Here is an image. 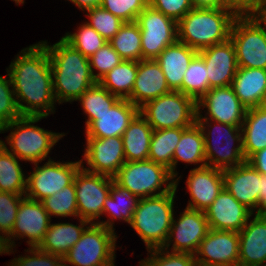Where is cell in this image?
I'll return each mask as SVG.
<instances>
[{
    "label": "cell",
    "instance_id": "1",
    "mask_svg": "<svg viewBox=\"0 0 266 266\" xmlns=\"http://www.w3.org/2000/svg\"><path fill=\"white\" fill-rule=\"evenodd\" d=\"M7 69L22 116L48 117L55 112L49 53L40 42L21 50Z\"/></svg>",
    "mask_w": 266,
    "mask_h": 266
},
{
    "label": "cell",
    "instance_id": "2",
    "mask_svg": "<svg viewBox=\"0 0 266 266\" xmlns=\"http://www.w3.org/2000/svg\"><path fill=\"white\" fill-rule=\"evenodd\" d=\"M48 51L53 92L56 102L76 101L88 88L97 83L93 77L89 59L63 38L53 45L40 42Z\"/></svg>",
    "mask_w": 266,
    "mask_h": 266
},
{
    "label": "cell",
    "instance_id": "3",
    "mask_svg": "<svg viewBox=\"0 0 266 266\" xmlns=\"http://www.w3.org/2000/svg\"><path fill=\"white\" fill-rule=\"evenodd\" d=\"M236 17L222 7L193 8L177 22L178 41L197 51L225 42Z\"/></svg>",
    "mask_w": 266,
    "mask_h": 266
},
{
    "label": "cell",
    "instance_id": "4",
    "mask_svg": "<svg viewBox=\"0 0 266 266\" xmlns=\"http://www.w3.org/2000/svg\"><path fill=\"white\" fill-rule=\"evenodd\" d=\"M181 176L175 179V188L163 195L140 198L130 226L140 236L148 250L163 248L169 236L174 217V198Z\"/></svg>",
    "mask_w": 266,
    "mask_h": 266
},
{
    "label": "cell",
    "instance_id": "5",
    "mask_svg": "<svg viewBox=\"0 0 266 266\" xmlns=\"http://www.w3.org/2000/svg\"><path fill=\"white\" fill-rule=\"evenodd\" d=\"M46 116H21L8 125L0 129V133L12 130L6 137V142L10 146V150L6 146L5 141L0 140V144L18 159L37 163L44 161L48 156L51 148L59 142L66 134L55 133L44 130L34 124L41 121Z\"/></svg>",
    "mask_w": 266,
    "mask_h": 266
},
{
    "label": "cell",
    "instance_id": "6",
    "mask_svg": "<svg viewBox=\"0 0 266 266\" xmlns=\"http://www.w3.org/2000/svg\"><path fill=\"white\" fill-rule=\"evenodd\" d=\"M213 122L214 125L212 126ZM196 123L204 136L207 166L225 170L246 162L241 126L219 123L209 119H196ZM220 137H223L222 141ZM234 143L237 145L235 146Z\"/></svg>",
    "mask_w": 266,
    "mask_h": 266
},
{
    "label": "cell",
    "instance_id": "7",
    "mask_svg": "<svg viewBox=\"0 0 266 266\" xmlns=\"http://www.w3.org/2000/svg\"><path fill=\"white\" fill-rule=\"evenodd\" d=\"M113 180L139 198L160 196L175 188V177L170 170L149 159L126 161Z\"/></svg>",
    "mask_w": 266,
    "mask_h": 266
},
{
    "label": "cell",
    "instance_id": "8",
    "mask_svg": "<svg viewBox=\"0 0 266 266\" xmlns=\"http://www.w3.org/2000/svg\"><path fill=\"white\" fill-rule=\"evenodd\" d=\"M139 113L153 130L187 128L196 122L197 102L180 91H171L146 102Z\"/></svg>",
    "mask_w": 266,
    "mask_h": 266
},
{
    "label": "cell",
    "instance_id": "9",
    "mask_svg": "<svg viewBox=\"0 0 266 266\" xmlns=\"http://www.w3.org/2000/svg\"><path fill=\"white\" fill-rule=\"evenodd\" d=\"M117 235L114 230L91 223L64 256V266H111L115 260Z\"/></svg>",
    "mask_w": 266,
    "mask_h": 266
},
{
    "label": "cell",
    "instance_id": "10",
    "mask_svg": "<svg viewBox=\"0 0 266 266\" xmlns=\"http://www.w3.org/2000/svg\"><path fill=\"white\" fill-rule=\"evenodd\" d=\"M230 39L238 67L266 69V25L256 16H237Z\"/></svg>",
    "mask_w": 266,
    "mask_h": 266
},
{
    "label": "cell",
    "instance_id": "11",
    "mask_svg": "<svg viewBox=\"0 0 266 266\" xmlns=\"http://www.w3.org/2000/svg\"><path fill=\"white\" fill-rule=\"evenodd\" d=\"M140 27L142 60L156 59L178 41L177 22L148 5L137 17Z\"/></svg>",
    "mask_w": 266,
    "mask_h": 266
},
{
    "label": "cell",
    "instance_id": "12",
    "mask_svg": "<svg viewBox=\"0 0 266 266\" xmlns=\"http://www.w3.org/2000/svg\"><path fill=\"white\" fill-rule=\"evenodd\" d=\"M35 163L34 171L27 176L25 196L41 201L54 195L65 186L70 185L76 173L82 167L81 160L76 162H59L49 160L42 166Z\"/></svg>",
    "mask_w": 266,
    "mask_h": 266
},
{
    "label": "cell",
    "instance_id": "13",
    "mask_svg": "<svg viewBox=\"0 0 266 266\" xmlns=\"http://www.w3.org/2000/svg\"><path fill=\"white\" fill-rule=\"evenodd\" d=\"M74 183L79 218L98 224L113 178L88 172L81 167L75 175Z\"/></svg>",
    "mask_w": 266,
    "mask_h": 266
},
{
    "label": "cell",
    "instance_id": "14",
    "mask_svg": "<svg viewBox=\"0 0 266 266\" xmlns=\"http://www.w3.org/2000/svg\"><path fill=\"white\" fill-rule=\"evenodd\" d=\"M208 231L209 225L205 212L186 207L179 219L176 220L173 217L169 236L163 249L166 251L171 249L174 253L195 255ZM171 244L172 248H170Z\"/></svg>",
    "mask_w": 266,
    "mask_h": 266
},
{
    "label": "cell",
    "instance_id": "15",
    "mask_svg": "<svg viewBox=\"0 0 266 266\" xmlns=\"http://www.w3.org/2000/svg\"><path fill=\"white\" fill-rule=\"evenodd\" d=\"M201 108H207L205 117L201 114ZM246 112L247 108L240 102L230 85L212 88L198 100L196 119H209L233 126H242Z\"/></svg>",
    "mask_w": 266,
    "mask_h": 266
},
{
    "label": "cell",
    "instance_id": "16",
    "mask_svg": "<svg viewBox=\"0 0 266 266\" xmlns=\"http://www.w3.org/2000/svg\"><path fill=\"white\" fill-rule=\"evenodd\" d=\"M86 138L83 159L89 167L85 168L81 159L82 168L91 173L113 178L126 162L122 137Z\"/></svg>",
    "mask_w": 266,
    "mask_h": 266
},
{
    "label": "cell",
    "instance_id": "17",
    "mask_svg": "<svg viewBox=\"0 0 266 266\" xmlns=\"http://www.w3.org/2000/svg\"><path fill=\"white\" fill-rule=\"evenodd\" d=\"M197 266H238L239 233L209 229L195 254Z\"/></svg>",
    "mask_w": 266,
    "mask_h": 266
},
{
    "label": "cell",
    "instance_id": "18",
    "mask_svg": "<svg viewBox=\"0 0 266 266\" xmlns=\"http://www.w3.org/2000/svg\"><path fill=\"white\" fill-rule=\"evenodd\" d=\"M51 223L48 212L41 201L24 196L20 202L16 220L9 235L13 248L16 246L15 238L20 240L28 237L29 247H38L43 241L46 231ZM13 239V240H12Z\"/></svg>",
    "mask_w": 266,
    "mask_h": 266
},
{
    "label": "cell",
    "instance_id": "19",
    "mask_svg": "<svg viewBox=\"0 0 266 266\" xmlns=\"http://www.w3.org/2000/svg\"><path fill=\"white\" fill-rule=\"evenodd\" d=\"M207 69L210 89L227 87L232 84L238 69L233 42L227 41L198 51Z\"/></svg>",
    "mask_w": 266,
    "mask_h": 266
},
{
    "label": "cell",
    "instance_id": "20",
    "mask_svg": "<svg viewBox=\"0 0 266 266\" xmlns=\"http://www.w3.org/2000/svg\"><path fill=\"white\" fill-rule=\"evenodd\" d=\"M209 229L239 232L254 214L225 188L204 211Z\"/></svg>",
    "mask_w": 266,
    "mask_h": 266
},
{
    "label": "cell",
    "instance_id": "21",
    "mask_svg": "<svg viewBox=\"0 0 266 266\" xmlns=\"http://www.w3.org/2000/svg\"><path fill=\"white\" fill-rule=\"evenodd\" d=\"M223 179L224 188L253 214L257 213L261 173L246 161L234 168L223 170Z\"/></svg>",
    "mask_w": 266,
    "mask_h": 266
},
{
    "label": "cell",
    "instance_id": "22",
    "mask_svg": "<svg viewBox=\"0 0 266 266\" xmlns=\"http://www.w3.org/2000/svg\"><path fill=\"white\" fill-rule=\"evenodd\" d=\"M186 185L191 197L187 208L205 211L224 188L223 170L210 166L191 169Z\"/></svg>",
    "mask_w": 266,
    "mask_h": 266
},
{
    "label": "cell",
    "instance_id": "23",
    "mask_svg": "<svg viewBox=\"0 0 266 266\" xmlns=\"http://www.w3.org/2000/svg\"><path fill=\"white\" fill-rule=\"evenodd\" d=\"M239 233L238 266L266 263V213H255Z\"/></svg>",
    "mask_w": 266,
    "mask_h": 266
},
{
    "label": "cell",
    "instance_id": "24",
    "mask_svg": "<svg viewBox=\"0 0 266 266\" xmlns=\"http://www.w3.org/2000/svg\"><path fill=\"white\" fill-rule=\"evenodd\" d=\"M166 78L155 59L138 61L135 84L128 100L140 108L146 102L170 93Z\"/></svg>",
    "mask_w": 266,
    "mask_h": 266
},
{
    "label": "cell",
    "instance_id": "25",
    "mask_svg": "<svg viewBox=\"0 0 266 266\" xmlns=\"http://www.w3.org/2000/svg\"><path fill=\"white\" fill-rule=\"evenodd\" d=\"M138 113L139 108L128 99H119L110 109L97 116V119L86 128L85 137H122Z\"/></svg>",
    "mask_w": 266,
    "mask_h": 266
},
{
    "label": "cell",
    "instance_id": "26",
    "mask_svg": "<svg viewBox=\"0 0 266 266\" xmlns=\"http://www.w3.org/2000/svg\"><path fill=\"white\" fill-rule=\"evenodd\" d=\"M198 51L177 41L164 49L155 59L161 67L171 91L182 92L184 74Z\"/></svg>",
    "mask_w": 266,
    "mask_h": 266
},
{
    "label": "cell",
    "instance_id": "27",
    "mask_svg": "<svg viewBox=\"0 0 266 266\" xmlns=\"http://www.w3.org/2000/svg\"><path fill=\"white\" fill-rule=\"evenodd\" d=\"M231 86L247 109L266 104V69L238 67Z\"/></svg>",
    "mask_w": 266,
    "mask_h": 266
},
{
    "label": "cell",
    "instance_id": "28",
    "mask_svg": "<svg viewBox=\"0 0 266 266\" xmlns=\"http://www.w3.org/2000/svg\"><path fill=\"white\" fill-rule=\"evenodd\" d=\"M79 221V226L69 222L50 223L38 248L44 252L64 257L81 238L84 230L89 226L88 224H91L82 218Z\"/></svg>",
    "mask_w": 266,
    "mask_h": 266
},
{
    "label": "cell",
    "instance_id": "29",
    "mask_svg": "<svg viewBox=\"0 0 266 266\" xmlns=\"http://www.w3.org/2000/svg\"><path fill=\"white\" fill-rule=\"evenodd\" d=\"M121 200H123V202H121ZM139 200L140 198L138 196L131 193L128 189L118 185L113 180L109 195L105 199L103 205V215H107L109 219L101 222L99 220L98 224L112 230H115L114 221L116 219L123 220L129 224L132 221Z\"/></svg>",
    "mask_w": 266,
    "mask_h": 266
},
{
    "label": "cell",
    "instance_id": "30",
    "mask_svg": "<svg viewBox=\"0 0 266 266\" xmlns=\"http://www.w3.org/2000/svg\"><path fill=\"white\" fill-rule=\"evenodd\" d=\"M179 161L198 165V168L207 166L203 133L195 122L182 131L179 143L173 154L172 175L177 177L176 165Z\"/></svg>",
    "mask_w": 266,
    "mask_h": 266
},
{
    "label": "cell",
    "instance_id": "31",
    "mask_svg": "<svg viewBox=\"0 0 266 266\" xmlns=\"http://www.w3.org/2000/svg\"><path fill=\"white\" fill-rule=\"evenodd\" d=\"M152 133L151 125L138 113L122 135L126 161L148 159Z\"/></svg>",
    "mask_w": 266,
    "mask_h": 266
},
{
    "label": "cell",
    "instance_id": "32",
    "mask_svg": "<svg viewBox=\"0 0 266 266\" xmlns=\"http://www.w3.org/2000/svg\"><path fill=\"white\" fill-rule=\"evenodd\" d=\"M241 130L247 161L254 153L266 148V104L247 109Z\"/></svg>",
    "mask_w": 266,
    "mask_h": 266
},
{
    "label": "cell",
    "instance_id": "33",
    "mask_svg": "<svg viewBox=\"0 0 266 266\" xmlns=\"http://www.w3.org/2000/svg\"><path fill=\"white\" fill-rule=\"evenodd\" d=\"M138 71V61L122 60L98 82L111 94L120 99L131 96Z\"/></svg>",
    "mask_w": 266,
    "mask_h": 266
},
{
    "label": "cell",
    "instance_id": "34",
    "mask_svg": "<svg viewBox=\"0 0 266 266\" xmlns=\"http://www.w3.org/2000/svg\"><path fill=\"white\" fill-rule=\"evenodd\" d=\"M185 128L153 130L148 159L167 167L172 174L173 154Z\"/></svg>",
    "mask_w": 266,
    "mask_h": 266
},
{
    "label": "cell",
    "instance_id": "35",
    "mask_svg": "<svg viewBox=\"0 0 266 266\" xmlns=\"http://www.w3.org/2000/svg\"><path fill=\"white\" fill-rule=\"evenodd\" d=\"M26 180L18 158L0 144V191L25 195Z\"/></svg>",
    "mask_w": 266,
    "mask_h": 266
},
{
    "label": "cell",
    "instance_id": "36",
    "mask_svg": "<svg viewBox=\"0 0 266 266\" xmlns=\"http://www.w3.org/2000/svg\"><path fill=\"white\" fill-rule=\"evenodd\" d=\"M109 43L123 60H142L141 32L136 22H124Z\"/></svg>",
    "mask_w": 266,
    "mask_h": 266
},
{
    "label": "cell",
    "instance_id": "37",
    "mask_svg": "<svg viewBox=\"0 0 266 266\" xmlns=\"http://www.w3.org/2000/svg\"><path fill=\"white\" fill-rule=\"evenodd\" d=\"M120 98L111 94L99 82L88 88L76 101L83 107L88 116L85 121L86 128L97 119V116L110 109Z\"/></svg>",
    "mask_w": 266,
    "mask_h": 266
},
{
    "label": "cell",
    "instance_id": "38",
    "mask_svg": "<svg viewBox=\"0 0 266 266\" xmlns=\"http://www.w3.org/2000/svg\"><path fill=\"white\" fill-rule=\"evenodd\" d=\"M207 69L203 58L197 54L189 64L182 81V93L196 102L209 90Z\"/></svg>",
    "mask_w": 266,
    "mask_h": 266
},
{
    "label": "cell",
    "instance_id": "39",
    "mask_svg": "<svg viewBox=\"0 0 266 266\" xmlns=\"http://www.w3.org/2000/svg\"><path fill=\"white\" fill-rule=\"evenodd\" d=\"M44 209L51 216L78 217V208L74 181L65 186L62 190L41 200Z\"/></svg>",
    "mask_w": 266,
    "mask_h": 266
},
{
    "label": "cell",
    "instance_id": "40",
    "mask_svg": "<svg viewBox=\"0 0 266 266\" xmlns=\"http://www.w3.org/2000/svg\"><path fill=\"white\" fill-rule=\"evenodd\" d=\"M62 38L88 58L108 42L87 22H83L77 32L66 33Z\"/></svg>",
    "mask_w": 266,
    "mask_h": 266
},
{
    "label": "cell",
    "instance_id": "41",
    "mask_svg": "<svg viewBox=\"0 0 266 266\" xmlns=\"http://www.w3.org/2000/svg\"><path fill=\"white\" fill-rule=\"evenodd\" d=\"M89 17L88 24L93 27L106 41H110L120 27L124 24V21L119 17L114 16L101 6L86 10Z\"/></svg>",
    "mask_w": 266,
    "mask_h": 266
},
{
    "label": "cell",
    "instance_id": "42",
    "mask_svg": "<svg viewBox=\"0 0 266 266\" xmlns=\"http://www.w3.org/2000/svg\"><path fill=\"white\" fill-rule=\"evenodd\" d=\"M7 76H0V129L22 116L16 103L8 69Z\"/></svg>",
    "mask_w": 266,
    "mask_h": 266
},
{
    "label": "cell",
    "instance_id": "43",
    "mask_svg": "<svg viewBox=\"0 0 266 266\" xmlns=\"http://www.w3.org/2000/svg\"><path fill=\"white\" fill-rule=\"evenodd\" d=\"M150 257L142 259L140 266H197L195 255L189 253H174L163 248L148 250Z\"/></svg>",
    "mask_w": 266,
    "mask_h": 266
},
{
    "label": "cell",
    "instance_id": "44",
    "mask_svg": "<svg viewBox=\"0 0 266 266\" xmlns=\"http://www.w3.org/2000/svg\"><path fill=\"white\" fill-rule=\"evenodd\" d=\"M149 0H102L100 6L124 22H136Z\"/></svg>",
    "mask_w": 266,
    "mask_h": 266
},
{
    "label": "cell",
    "instance_id": "45",
    "mask_svg": "<svg viewBox=\"0 0 266 266\" xmlns=\"http://www.w3.org/2000/svg\"><path fill=\"white\" fill-rule=\"evenodd\" d=\"M88 59L92 75L97 82L123 60L109 42L105 43L103 47ZM94 69L98 70V73H94Z\"/></svg>",
    "mask_w": 266,
    "mask_h": 266
},
{
    "label": "cell",
    "instance_id": "46",
    "mask_svg": "<svg viewBox=\"0 0 266 266\" xmlns=\"http://www.w3.org/2000/svg\"><path fill=\"white\" fill-rule=\"evenodd\" d=\"M24 196L0 191V233L8 236L11 234L20 202Z\"/></svg>",
    "mask_w": 266,
    "mask_h": 266
},
{
    "label": "cell",
    "instance_id": "47",
    "mask_svg": "<svg viewBox=\"0 0 266 266\" xmlns=\"http://www.w3.org/2000/svg\"><path fill=\"white\" fill-rule=\"evenodd\" d=\"M29 255L14 258L9 266H64V257L50 254L40 250L38 247H30L25 250Z\"/></svg>",
    "mask_w": 266,
    "mask_h": 266
},
{
    "label": "cell",
    "instance_id": "48",
    "mask_svg": "<svg viewBox=\"0 0 266 266\" xmlns=\"http://www.w3.org/2000/svg\"><path fill=\"white\" fill-rule=\"evenodd\" d=\"M149 5L176 22L194 8L191 0H149Z\"/></svg>",
    "mask_w": 266,
    "mask_h": 266
},
{
    "label": "cell",
    "instance_id": "49",
    "mask_svg": "<svg viewBox=\"0 0 266 266\" xmlns=\"http://www.w3.org/2000/svg\"><path fill=\"white\" fill-rule=\"evenodd\" d=\"M263 0H221V7L231 10L236 16H255Z\"/></svg>",
    "mask_w": 266,
    "mask_h": 266
},
{
    "label": "cell",
    "instance_id": "50",
    "mask_svg": "<svg viewBox=\"0 0 266 266\" xmlns=\"http://www.w3.org/2000/svg\"><path fill=\"white\" fill-rule=\"evenodd\" d=\"M258 172L266 175V148L257 151L247 160Z\"/></svg>",
    "mask_w": 266,
    "mask_h": 266
},
{
    "label": "cell",
    "instance_id": "51",
    "mask_svg": "<svg viewBox=\"0 0 266 266\" xmlns=\"http://www.w3.org/2000/svg\"><path fill=\"white\" fill-rule=\"evenodd\" d=\"M257 213H266V175L261 174V190L258 195Z\"/></svg>",
    "mask_w": 266,
    "mask_h": 266
},
{
    "label": "cell",
    "instance_id": "52",
    "mask_svg": "<svg viewBox=\"0 0 266 266\" xmlns=\"http://www.w3.org/2000/svg\"><path fill=\"white\" fill-rule=\"evenodd\" d=\"M75 4L82 11L98 7L102 0H68Z\"/></svg>",
    "mask_w": 266,
    "mask_h": 266
},
{
    "label": "cell",
    "instance_id": "53",
    "mask_svg": "<svg viewBox=\"0 0 266 266\" xmlns=\"http://www.w3.org/2000/svg\"><path fill=\"white\" fill-rule=\"evenodd\" d=\"M194 8H218L221 7V0H191Z\"/></svg>",
    "mask_w": 266,
    "mask_h": 266
},
{
    "label": "cell",
    "instance_id": "54",
    "mask_svg": "<svg viewBox=\"0 0 266 266\" xmlns=\"http://www.w3.org/2000/svg\"><path fill=\"white\" fill-rule=\"evenodd\" d=\"M2 234V235H1ZM13 246L10 243L9 236L3 233H0V255L1 254H10L14 251Z\"/></svg>",
    "mask_w": 266,
    "mask_h": 266
},
{
    "label": "cell",
    "instance_id": "55",
    "mask_svg": "<svg viewBox=\"0 0 266 266\" xmlns=\"http://www.w3.org/2000/svg\"><path fill=\"white\" fill-rule=\"evenodd\" d=\"M257 14H266V0H263L262 5L258 10Z\"/></svg>",
    "mask_w": 266,
    "mask_h": 266
},
{
    "label": "cell",
    "instance_id": "56",
    "mask_svg": "<svg viewBox=\"0 0 266 266\" xmlns=\"http://www.w3.org/2000/svg\"><path fill=\"white\" fill-rule=\"evenodd\" d=\"M255 16L259 18L263 22V24L266 25V14H256Z\"/></svg>",
    "mask_w": 266,
    "mask_h": 266
},
{
    "label": "cell",
    "instance_id": "57",
    "mask_svg": "<svg viewBox=\"0 0 266 266\" xmlns=\"http://www.w3.org/2000/svg\"><path fill=\"white\" fill-rule=\"evenodd\" d=\"M15 1L16 5H19V4H23L24 3V0H13Z\"/></svg>",
    "mask_w": 266,
    "mask_h": 266
},
{
    "label": "cell",
    "instance_id": "58",
    "mask_svg": "<svg viewBox=\"0 0 266 266\" xmlns=\"http://www.w3.org/2000/svg\"><path fill=\"white\" fill-rule=\"evenodd\" d=\"M254 266H266V263L261 264V265H254Z\"/></svg>",
    "mask_w": 266,
    "mask_h": 266
}]
</instances>
